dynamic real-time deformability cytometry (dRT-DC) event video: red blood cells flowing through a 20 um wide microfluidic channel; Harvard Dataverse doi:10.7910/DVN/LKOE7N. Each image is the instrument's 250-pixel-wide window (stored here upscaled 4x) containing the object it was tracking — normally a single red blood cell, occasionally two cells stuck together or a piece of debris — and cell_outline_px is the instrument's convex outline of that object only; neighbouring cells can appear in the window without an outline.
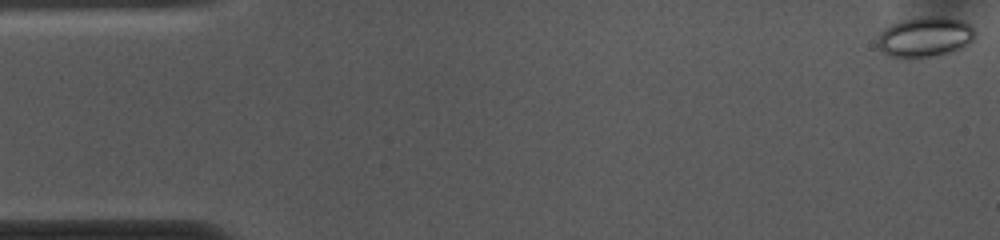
{"species": "common noctule bat (a hibernating species)", "species_latin": "Nyctalus noctula", "temperature_condition": "cold", "stored_images_in_passage": 53, "camera_frame_rate_fps": 3000, "um_per_image_px": 0.085, "animal": {"sex": "female", "body_mass_g": 10.0, "forearm_length_mm": 53.1}, "frame": {"image": 1, "passage_image": 1, "time_ms": 0.0, "image_size_px": [1000, 240], "cell_outline_px": [[976, 36], [964, 48], [940, 56], [920, 60], [908, 60], [888, 56], [876, 44], [876, 40], [880, 32], [884, 28], [900, 20], [916, 16], [948, 16], [964, 20], [972, 24], [976, 28]], "centroid_in_image_um": [78.66, 3.16], "position_along_channel_um": 6.3, "area_um2": 24.39}}
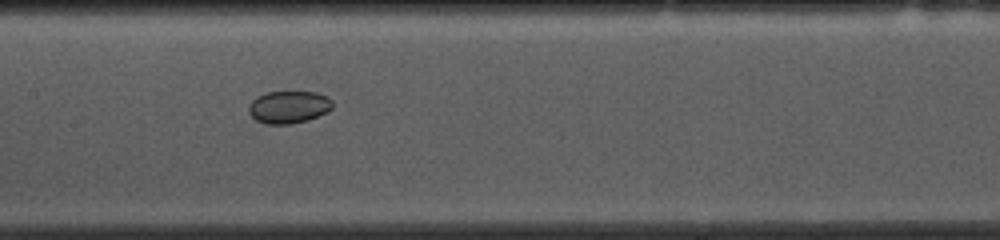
{"frame": {"image": 2, "passage_image": 25, "time_ms": 8.0, "image_size_px": [1000, 240], "cell_outline_px": [[332, 108], [328, 112], [308, 120], [292, 124], [268, 124], [256, 120], [248, 112], [248, 104], [256, 96], [268, 92], [316, 92], [328, 96], [332, 100]], "centroid_in_image_um": [24.54, 9.1], "position_along_channel_um": 182.9, "area_um2": 16.01}}
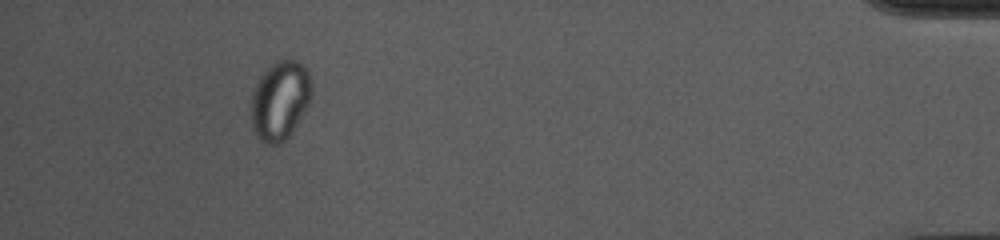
{"frame": {"image": 3, "passage_image": 49, "time_ms": 16.0, "image_size_px": [1000, 240], "cell_outline_px": [[312, 92], [308, 104], [296, 124], [288, 136], [280, 144], [268, 144], [256, 136], [252, 128], [252, 92], [264, 68], [276, 60], [284, 56], [300, 60], [308, 72], [312, 84]], "centroid_in_image_um": [23.8, 8.44], "position_along_channel_um": 411.4, "area_um2": 28.15}}